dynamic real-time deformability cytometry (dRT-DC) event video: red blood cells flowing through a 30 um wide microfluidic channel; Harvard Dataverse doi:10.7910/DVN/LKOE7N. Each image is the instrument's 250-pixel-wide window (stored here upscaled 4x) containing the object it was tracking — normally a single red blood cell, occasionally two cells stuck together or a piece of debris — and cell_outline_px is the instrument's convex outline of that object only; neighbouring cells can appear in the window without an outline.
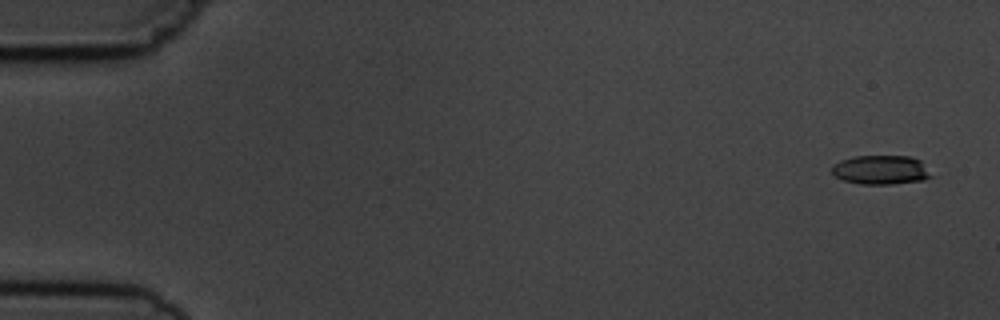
{"species": "common noctule bat (a hibernating species)", "species_latin": "Nyctalus noctula", "temperature_condition": "cold", "stored_images_in_passage": 6, "camera_frame_rate_fps": 3000, "um_per_image_px": 0.085, "animal": {"sex": "male", "body_mass_g": 19.5, "forearm_length_mm": 54.6}, "frame": {"image": 1, "passage_image": 1, "time_ms": 0.0, "image_size_px": [1000, 320], "cell_outline_px": [[936, 176], [924, 180], [892, 184], [860, 184], [844, 180], [836, 176], [832, 172], [832, 164], [840, 160], [856, 156], [912, 156], [920, 160]], "centroid_in_image_um": [74.93, 14.44], "position_along_channel_um": 10.1, "area_um2": 17.11}}
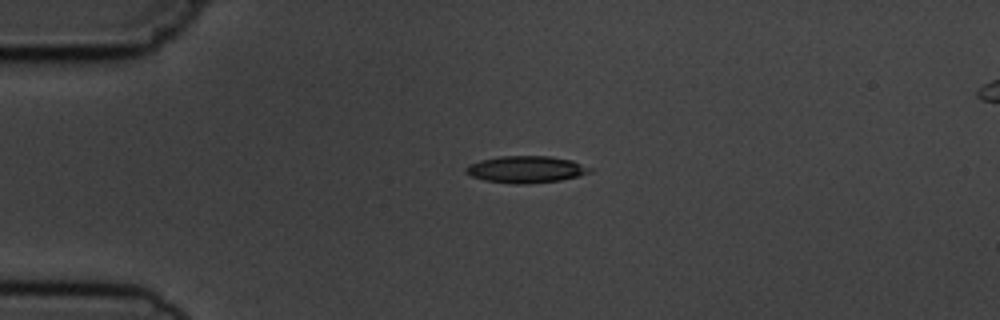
{"frame": {"image": 2, "passage_image": 4, "time_ms": 3.667, "image_size_px": [1000, 320], "cell_outline_px": [[596, 168], [592, 172], [580, 176], [560, 180], [528, 184], [516, 184], [484, 180], [472, 176], [464, 172], [464, 168], [468, 164], [480, 160], [500, 156], [548, 156], [572, 160]], "centroid_in_image_um": [44.75, 14.39], "position_along_channel_um": 40.2, "area_um2": 19.71}}